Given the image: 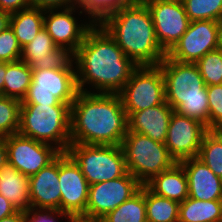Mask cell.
Wrapping results in <instances>:
<instances>
[{"label": "cell", "mask_w": 222, "mask_h": 222, "mask_svg": "<svg viewBox=\"0 0 222 222\" xmlns=\"http://www.w3.org/2000/svg\"><path fill=\"white\" fill-rule=\"evenodd\" d=\"M31 2L32 7L43 10L54 9L56 12L58 9L76 7V5L79 8L81 0H31Z\"/></svg>", "instance_id": "cell-36"}, {"label": "cell", "mask_w": 222, "mask_h": 222, "mask_svg": "<svg viewBox=\"0 0 222 222\" xmlns=\"http://www.w3.org/2000/svg\"><path fill=\"white\" fill-rule=\"evenodd\" d=\"M187 177L188 197L197 200H222V178L216 176L198 157L179 162Z\"/></svg>", "instance_id": "cell-19"}, {"label": "cell", "mask_w": 222, "mask_h": 222, "mask_svg": "<svg viewBox=\"0 0 222 222\" xmlns=\"http://www.w3.org/2000/svg\"><path fill=\"white\" fill-rule=\"evenodd\" d=\"M0 195L6 198L18 211L30 209L29 177L6 163L0 169Z\"/></svg>", "instance_id": "cell-21"}, {"label": "cell", "mask_w": 222, "mask_h": 222, "mask_svg": "<svg viewBox=\"0 0 222 222\" xmlns=\"http://www.w3.org/2000/svg\"><path fill=\"white\" fill-rule=\"evenodd\" d=\"M7 163V149L5 138L0 137V169Z\"/></svg>", "instance_id": "cell-40"}, {"label": "cell", "mask_w": 222, "mask_h": 222, "mask_svg": "<svg viewBox=\"0 0 222 222\" xmlns=\"http://www.w3.org/2000/svg\"><path fill=\"white\" fill-rule=\"evenodd\" d=\"M59 182L61 211L70 217H82L86 211L90 185L66 152L59 154Z\"/></svg>", "instance_id": "cell-14"}, {"label": "cell", "mask_w": 222, "mask_h": 222, "mask_svg": "<svg viewBox=\"0 0 222 222\" xmlns=\"http://www.w3.org/2000/svg\"><path fill=\"white\" fill-rule=\"evenodd\" d=\"M137 66H156L166 56L146 4L121 6L98 23Z\"/></svg>", "instance_id": "cell-3"}, {"label": "cell", "mask_w": 222, "mask_h": 222, "mask_svg": "<svg viewBox=\"0 0 222 222\" xmlns=\"http://www.w3.org/2000/svg\"><path fill=\"white\" fill-rule=\"evenodd\" d=\"M66 153L79 166L89 185L128 173L121 145L70 144Z\"/></svg>", "instance_id": "cell-7"}, {"label": "cell", "mask_w": 222, "mask_h": 222, "mask_svg": "<svg viewBox=\"0 0 222 222\" xmlns=\"http://www.w3.org/2000/svg\"><path fill=\"white\" fill-rule=\"evenodd\" d=\"M186 14L192 21L222 19V0H181Z\"/></svg>", "instance_id": "cell-30"}, {"label": "cell", "mask_w": 222, "mask_h": 222, "mask_svg": "<svg viewBox=\"0 0 222 222\" xmlns=\"http://www.w3.org/2000/svg\"><path fill=\"white\" fill-rule=\"evenodd\" d=\"M138 0H81V9L98 24L108 14L118 10L121 6L136 3Z\"/></svg>", "instance_id": "cell-32"}, {"label": "cell", "mask_w": 222, "mask_h": 222, "mask_svg": "<svg viewBox=\"0 0 222 222\" xmlns=\"http://www.w3.org/2000/svg\"><path fill=\"white\" fill-rule=\"evenodd\" d=\"M165 83V100L180 115L203 123L209 130L207 87L195 63L165 58L158 64Z\"/></svg>", "instance_id": "cell-4"}, {"label": "cell", "mask_w": 222, "mask_h": 222, "mask_svg": "<svg viewBox=\"0 0 222 222\" xmlns=\"http://www.w3.org/2000/svg\"><path fill=\"white\" fill-rule=\"evenodd\" d=\"M5 145L7 163L28 177L39 172L61 153L52 144L35 141L19 133L6 137Z\"/></svg>", "instance_id": "cell-11"}, {"label": "cell", "mask_w": 222, "mask_h": 222, "mask_svg": "<svg viewBox=\"0 0 222 222\" xmlns=\"http://www.w3.org/2000/svg\"><path fill=\"white\" fill-rule=\"evenodd\" d=\"M54 214L65 217V219L71 218L66 212L60 210L30 208L25 212V222H56Z\"/></svg>", "instance_id": "cell-35"}, {"label": "cell", "mask_w": 222, "mask_h": 222, "mask_svg": "<svg viewBox=\"0 0 222 222\" xmlns=\"http://www.w3.org/2000/svg\"><path fill=\"white\" fill-rule=\"evenodd\" d=\"M74 53L58 47L44 27L22 48L21 60L32 70L72 68Z\"/></svg>", "instance_id": "cell-16"}, {"label": "cell", "mask_w": 222, "mask_h": 222, "mask_svg": "<svg viewBox=\"0 0 222 222\" xmlns=\"http://www.w3.org/2000/svg\"><path fill=\"white\" fill-rule=\"evenodd\" d=\"M32 80V69L24 61L6 62L3 95L23 100Z\"/></svg>", "instance_id": "cell-25"}, {"label": "cell", "mask_w": 222, "mask_h": 222, "mask_svg": "<svg viewBox=\"0 0 222 222\" xmlns=\"http://www.w3.org/2000/svg\"><path fill=\"white\" fill-rule=\"evenodd\" d=\"M178 222H222V200L187 198L180 203Z\"/></svg>", "instance_id": "cell-24"}, {"label": "cell", "mask_w": 222, "mask_h": 222, "mask_svg": "<svg viewBox=\"0 0 222 222\" xmlns=\"http://www.w3.org/2000/svg\"><path fill=\"white\" fill-rule=\"evenodd\" d=\"M30 208L61 211L59 155L39 172L29 177Z\"/></svg>", "instance_id": "cell-18"}, {"label": "cell", "mask_w": 222, "mask_h": 222, "mask_svg": "<svg viewBox=\"0 0 222 222\" xmlns=\"http://www.w3.org/2000/svg\"><path fill=\"white\" fill-rule=\"evenodd\" d=\"M78 92L74 68L32 70L31 84L21 104L66 103L71 107Z\"/></svg>", "instance_id": "cell-8"}, {"label": "cell", "mask_w": 222, "mask_h": 222, "mask_svg": "<svg viewBox=\"0 0 222 222\" xmlns=\"http://www.w3.org/2000/svg\"><path fill=\"white\" fill-rule=\"evenodd\" d=\"M0 222H25V212L17 211L11 216L2 218Z\"/></svg>", "instance_id": "cell-39"}, {"label": "cell", "mask_w": 222, "mask_h": 222, "mask_svg": "<svg viewBox=\"0 0 222 222\" xmlns=\"http://www.w3.org/2000/svg\"><path fill=\"white\" fill-rule=\"evenodd\" d=\"M70 117L71 107L66 103L21 104L18 133L46 144L53 141L56 149L66 152L71 144Z\"/></svg>", "instance_id": "cell-5"}, {"label": "cell", "mask_w": 222, "mask_h": 222, "mask_svg": "<svg viewBox=\"0 0 222 222\" xmlns=\"http://www.w3.org/2000/svg\"><path fill=\"white\" fill-rule=\"evenodd\" d=\"M217 49L218 21H192L166 56L182 63H196L205 54Z\"/></svg>", "instance_id": "cell-13"}, {"label": "cell", "mask_w": 222, "mask_h": 222, "mask_svg": "<svg viewBox=\"0 0 222 222\" xmlns=\"http://www.w3.org/2000/svg\"><path fill=\"white\" fill-rule=\"evenodd\" d=\"M145 185L153 193L178 203H182L188 198L187 177L180 163H176L170 169L154 176Z\"/></svg>", "instance_id": "cell-22"}, {"label": "cell", "mask_w": 222, "mask_h": 222, "mask_svg": "<svg viewBox=\"0 0 222 222\" xmlns=\"http://www.w3.org/2000/svg\"><path fill=\"white\" fill-rule=\"evenodd\" d=\"M5 73H6V62H0V95H3Z\"/></svg>", "instance_id": "cell-42"}, {"label": "cell", "mask_w": 222, "mask_h": 222, "mask_svg": "<svg viewBox=\"0 0 222 222\" xmlns=\"http://www.w3.org/2000/svg\"><path fill=\"white\" fill-rule=\"evenodd\" d=\"M20 108L21 100L0 95V137L18 133Z\"/></svg>", "instance_id": "cell-29"}, {"label": "cell", "mask_w": 222, "mask_h": 222, "mask_svg": "<svg viewBox=\"0 0 222 222\" xmlns=\"http://www.w3.org/2000/svg\"><path fill=\"white\" fill-rule=\"evenodd\" d=\"M45 10L29 7L12 13L10 16V27L21 48L29 44L44 26Z\"/></svg>", "instance_id": "cell-23"}, {"label": "cell", "mask_w": 222, "mask_h": 222, "mask_svg": "<svg viewBox=\"0 0 222 222\" xmlns=\"http://www.w3.org/2000/svg\"><path fill=\"white\" fill-rule=\"evenodd\" d=\"M127 121L119 94L79 91L71 105V144L121 145Z\"/></svg>", "instance_id": "cell-2"}, {"label": "cell", "mask_w": 222, "mask_h": 222, "mask_svg": "<svg viewBox=\"0 0 222 222\" xmlns=\"http://www.w3.org/2000/svg\"><path fill=\"white\" fill-rule=\"evenodd\" d=\"M32 6L31 0H0V10L9 14Z\"/></svg>", "instance_id": "cell-37"}, {"label": "cell", "mask_w": 222, "mask_h": 222, "mask_svg": "<svg viewBox=\"0 0 222 222\" xmlns=\"http://www.w3.org/2000/svg\"><path fill=\"white\" fill-rule=\"evenodd\" d=\"M207 87L209 130L222 129V84Z\"/></svg>", "instance_id": "cell-34"}, {"label": "cell", "mask_w": 222, "mask_h": 222, "mask_svg": "<svg viewBox=\"0 0 222 222\" xmlns=\"http://www.w3.org/2000/svg\"><path fill=\"white\" fill-rule=\"evenodd\" d=\"M76 7L61 9L54 12V9L45 10L49 15L44 14V29L52 37L58 47H64L75 53L83 42L86 33L94 26L93 20L89 24L79 25L76 18L72 16ZM46 16V17H45Z\"/></svg>", "instance_id": "cell-17"}, {"label": "cell", "mask_w": 222, "mask_h": 222, "mask_svg": "<svg viewBox=\"0 0 222 222\" xmlns=\"http://www.w3.org/2000/svg\"><path fill=\"white\" fill-rule=\"evenodd\" d=\"M218 46L222 49V19L218 21Z\"/></svg>", "instance_id": "cell-44"}, {"label": "cell", "mask_w": 222, "mask_h": 222, "mask_svg": "<svg viewBox=\"0 0 222 222\" xmlns=\"http://www.w3.org/2000/svg\"><path fill=\"white\" fill-rule=\"evenodd\" d=\"M150 11L156 39L167 54L187 31L190 20L181 0L143 1Z\"/></svg>", "instance_id": "cell-12"}, {"label": "cell", "mask_w": 222, "mask_h": 222, "mask_svg": "<svg viewBox=\"0 0 222 222\" xmlns=\"http://www.w3.org/2000/svg\"><path fill=\"white\" fill-rule=\"evenodd\" d=\"M11 14L0 10V32L10 25Z\"/></svg>", "instance_id": "cell-41"}, {"label": "cell", "mask_w": 222, "mask_h": 222, "mask_svg": "<svg viewBox=\"0 0 222 222\" xmlns=\"http://www.w3.org/2000/svg\"><path fill=\"white\" fill-rule=\"evenodd\" d=\"M195 64L206 86L222 84V49L208 52Z\"/></svg>", "instance_id": "cell-31"}, {"label": "cell", "mask_w": 222, "mask_h": 222, "mask_svg": "<svg viewBox=\"0 0 222 222\" xmlns=\"http://www.w3.org/2000/svg\"><path fill=\"white\" fill-rule=\"evenodd\" d=\"M147 222H178L180 203L153 193L145 185Z\"/></svg>", "instance_id": "cell-27"}, {"label": "cell", "mask_w": 222, "mask_h": 222, "mask_svg": "<svg viewBox=\"0 0 222 222\" xmlns=\"http://www.w3.org/2000/svg\"><path fill=\"white\" fill-rule=\"evenodd\" d=\"M18 210L2 195H0V220L16 213Z\"/></svg>", "instance_id": "cell-38"}, {"label": "cell", "mask_w": 222, "mask_h": 222, "mask_svg": "<svg viewBox=\"0 0 222 222\" xmlns=\"http://www.w3.org/2000/svg\"><path fill=\"white\" fill-rule=\"evenodd\" d=\"M69 222H102L101 220L97 219H87L83 217H71Z\"/></svg>", "instance_id": "cell-43"}, {"label": "cell", "mask_w": 222, "mask_h": 222, "mask_svg": "<svg viewBox=\"0 0 222 222\" xmlns=\"http://www.w3.org/2000/svg\"><path fill=\"white\" fill-rule=\"evenodd\" d=\"M173 112L174 109L166 101L158 106L132 112L127 116L128 131L165 143Z\"/></svg>", "instance_id": "cell-20"}, {"label": "cell", "mask_w": 222, "mask_h": 222, "mask_svg": "<svg viewBox=\"0 0 222 222\" xmlns=\"http://www.w3.org/2000/svg\"><path fill=\"white\" fill-rule=\"evenodd\" d=\"M118 94L127 116L163 104L165 83L160 66H138Z\"/></svg>", "instance_id": "cell-9"}, {"label": "cell", "mask_w": 222, "mask_h": 222, "mask_svg": "<svg viewBox=\"0 0 222 222\" xmlns=\"http://www.w3.org/2000/svg\"><path fill=\"white\" fill-rule=\"evenodd\" d=\"M73 60L77 88L83 92H88L85 83H92L99 93L118 94L138 67L99 24L86 33Z\"/></svg>", "instance_id": "cell-1"}, {"label": "cell", "mask_w": 222, "mask_h": 222, "mask_svg": "<svg viewBox=\"0 0 222 222\" xmlns=\"http://www.w3.org/2000/svg\"><path fill=\"white\" fill-rule=\"evenodd\" d=\"M22 48L10 25L0 32V62L21 60Z\"/></svg>", "instance_id": "cell-33"}, {"label": "cell", "mask_w": 222, "mask_h": 222, "mask_svg": "<svg viewBox=\"0 0 222 222\" xmlns=\"http://www.w3.org/2000/svg\"><path fill=\"white\" fill-rule=\"evenodd\" d=\"M121 147L128 172L142 185L177 163L165 143L154 141L139 133L127 130Z\"/></svg>", "instance_id": "cell-6"}, {"label": "cell", "mask_w": 222, "mask_h": 222, "mask_svg": "<svg viewBox=\"0 0 222 222\" xmlns=\"http://www.w3.org/2000/svg\"><path fill=\"white\" fill-rule=\"evenodd\" d=\"M206 126L196 119L173 112L165 146L177 163L182 160L198 157Z\"/></svg>", "instance_id": "cell-15"}, {"label": "cell", "mask_w": 222, "mask_h": 222, "mask_svg": "<svg viewBox=\"0 0 222 222\" xmlns=\"http://www.w3.org/2000/svg\"><path fill=\"white\" fill-rule=\"evenodd\" d=\"M100 220L102 222H147L145 185H142L135 195Z\"/></svg>", "instance_id": "cell-26"}, {"label": "cell", "mask_w": 222, "mask_h": 222, "mask_svg": "<svg viewBox=\"0 0 222 222\" xmlns=\"http://www.w3.org/2000/svg\"><path fill=\"white\" fill-rule=\"evenodd\" d=\"M141 186L129 172L117 179L90 185L87 207L82 217L100 220L135 195Z\"/></svg>", "instance_id": "cell-10"}, {"label": "cell", "mask_w": 222, "mask_h": 222, "mask_svg": "<svg viewBox=\"0 0 222 222\" xmlns=\"http://www.w3.org/2000/svg\"><path fill=\"white\" fill-rule=\"evenodd\" d=\"M198 158L222 178V131L208 130L202 139Z\"/></svg>", "instance_id": "cell-28"}]
</instances>
